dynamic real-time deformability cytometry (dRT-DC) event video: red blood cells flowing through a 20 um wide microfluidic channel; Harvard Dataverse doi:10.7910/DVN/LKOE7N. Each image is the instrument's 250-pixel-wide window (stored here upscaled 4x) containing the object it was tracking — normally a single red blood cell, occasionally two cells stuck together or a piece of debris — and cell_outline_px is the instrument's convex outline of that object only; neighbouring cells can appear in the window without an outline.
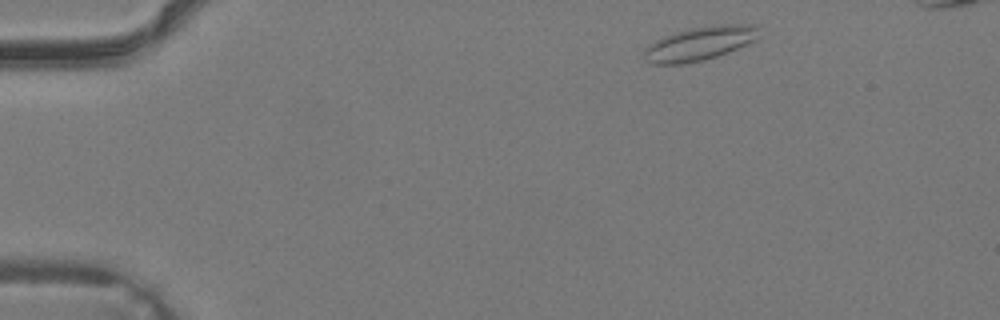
{"species": "common noctule bat (a hibernating species)", "species_latin": "Nyctalus noctula", "temperature_condition": "warm", "stored_images_in_passage": 33, "camera_frame_rate_fps": 3000, "um_per_image_px": 0.085, "animal": {"sex": "male", "body_mass_g": 19.2, "forearm_length_mm": 51.8}, "frame": {"image": 1, "passage_image": 2, "time_ms": 0.333, "image_size_px": [1000, 320], "cell_outline_px": [[760, 36], [748, 44], [728, 52], [704, 60], [684, 64], [652, 64], [644, 56], [644, 48], [648, 44], [664, 36], [676, 32], [692, 28], [716, 24], [756, 24]], "centroid_in_image_um": [59.49, 3.69], "position_along_channel_um": 25.5, "area_um2": 22.66}}
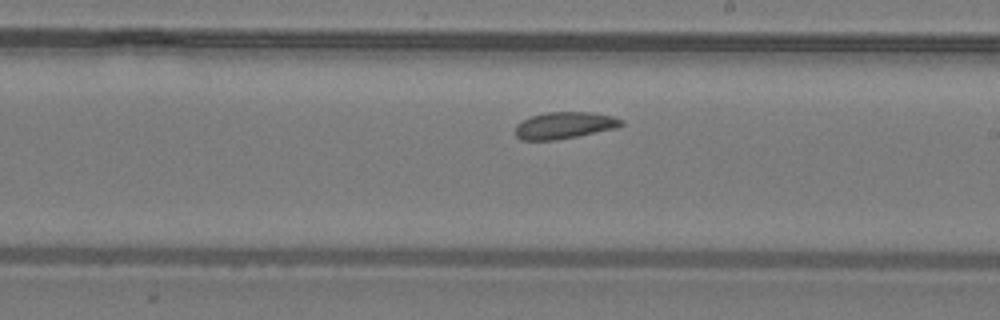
{"frame": {"image": 2, "passage_image": 19, "time_ms": 6.0, "image_size_px": [1000, 320], "cell_outline_px": [[624, 124], [616, 128], [556, 140], [520, 140], [516, 136], [516, 124], [520, 120], [544, 112], [592, 112], [612, 116], [624, 120]], "centroid_in_image_um": [47.96, 10.65], "position_along_channel_um": 241.0, "area_um2": 16.59}}
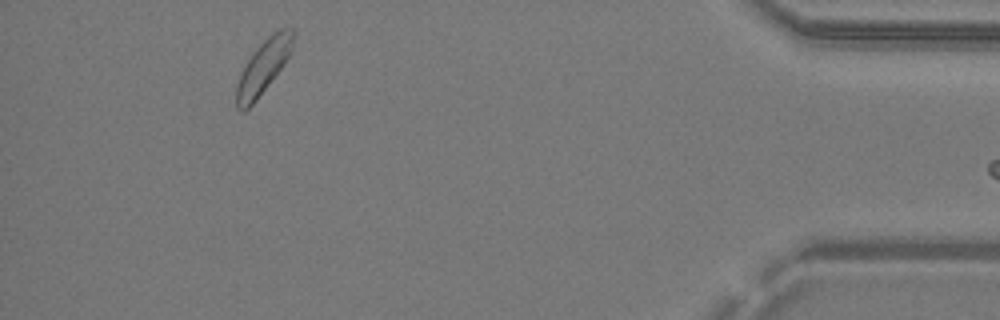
{"frame": {"image": 3, "passage_image": 32, "time_ms": 10.333, "image_size_px": [1000, 320], "cell_outline_px": [[296, 28], [292, 52], [256, 100], [244, 112], [240, 112], [236, 108], [236, 84], [248, 60], [256, 48], [272, 32], [280, 28]], "centroid_in_image_um": [22.4, 5.65], "position_along_channel_um": 412.8, "area_um2": 17.57}}